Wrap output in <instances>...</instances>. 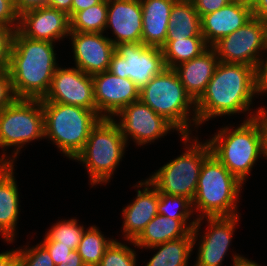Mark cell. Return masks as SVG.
<instances>
[{"instance_id": "6da1fadb", "label": "cell", "mask_w": 267, "mask_h": 266, "mask_svg": "<svg viewBox=\"0 0 267 266\" xmlns=\"http://www.w3.org/2000/svg\"><path fill=\"white\" fill-rule=\"evenodd\" d=\"M256 95L260 93L255 67L219 61L205 91L195 102L197 127L217 116H232L240 112L251 111L246 120L255 118L266 110L258 107L252 114L250 105Z\"/></svg>"}, {"instance_id": "7a4b0ae2", "label": "cell", "mask_w": 267, "mask_h": 266, "mask_svg": "<svg viewBox=\"0 0 267 266\" xmlns=\"http://www.w3.org/2000/svg\"><path fill=\"white\" fill-rule=\"evenodd\" d=\"M54 43L34 40L14 31L10 49L8 71L17 99H43L47 94L56 62Z\"/></svg>"}, {"instance_id": "3957f363", "label": "cell", "mask_w": 267, "mask_h": 266, "mask_svg": "<svg viewBox=\"0 0 267 266\" xmlns=\"http://www.w3.org/2000/svg\"><path fill=\"white\" fill-rule=\"evenodd\" d=\"M242 187L243 183L210 154L201 166L196 194L192 200L193 211H199L196 219L238 215L237 203Z\"/></svg>"}, {"instance_id": "277c9868", "label": "cell", "mask_w": 267, "mask_h": 266, "mask_svg": "<svg viewBox=\"0 0 267 266\" xmlns=\"http://www.w3.org/2000/svg\"><path fill=\"white\" fill-rule=\"evenodd\" d=\"M140 100L170 122L179 136L191 135L190 126L197 128L195 102L185 91L174 69L165 68L144 85L140 89Z\"/></svg>"}, {"instance_id": "5b68a950", "label": "cell", "mask_w": 267, "mask_h": 266, "mask_svg": "<svg viewBox=\"0 0 267 266\" xmlns=\"http://www.w3.org/2000/svg\"><path fill=\"white\" fill-rule=\"evenodd\" d=\"M207 141L211 154L245 184L257 159L262 157L259 114L255 118L244 119L234 129L222 127Z\"/></svg>"}, {"instance_id": "8992f818", "label": "cell", "mask_w": 267, "mask_h": 266, "mask_svg": "<svg viewBox=\"0 0 267 266\" xmlns=\"http://www.w3.org/2000/svg\"><path fill=\"white\" fill-rule=\"evenodd\" d=\"M45 138L74 160L81 152L92 128L102 118L96 110L57 102H41Z\"/></svg>"}, {"instance_id": "52a82bcc", "label": "cell", "mask_w": 267, "mask_h": 266, "mask_svg": "<svg viewBox=\"0 0 267 266\" xmlns=\"http://www.w3.org/2000/svg\"><path fill=\"white\" fill-rule=\"evenodd\" d=\"M127 142L116 118H101L74 160L86 166L90 184H106L122 161Z\"/></svg>"}, {"instance_id": "ba28073f", "label": "cell", "mask_w": 267, "mask_h": 266, "mask_svg": "<svg viewBox=\"0 0 267 266\" xmlns=\"http://www.w3.org/2000/svg\"><path fill=\"white\" fill-rule=\"evenodd\" d=\"M180 137L187 150L160 167L147 179L159 193L187 197L192 201L196 194L201 166L211 154V148L207 140L202 143L198 142V137L193 136L194 139L192 135Z\"/></svg>"}, {"instance_id": "9c48e42d", "label": "cell", "mask_w": 267, "mask_h": 266, "mask_svg": "<svg viewBox=\"0 0 267 266\" xmlns=\"http://www.w3.org/2000/svg\"><path fill=\"white\" fill-rule=\"evenodd\" d=\"M42 138L45 139V125L41 100L16 99L0 111V164H14L24 145ZM13 146L15 150L9 157L5 151Z\"/></svg>"}, {"instance_id": "30bf717a", "label": "cell", "mask_w": 267, "mask_h": 266, "mask_svg": "<svg viewBox=\"0 0 267 266\" xmlns=\"http://www.w3.org/2000/svg\"><path fill=\"white\" fill-rule=\"evenodd\" d=\"M166 68L163 51L142 42L119 43L115 46L108 71L121 78H129L140 89Z\"/></svg>"}, {"instance_id": "8fae6325", "label": "cell", "mask_w": 267, "mask_h": 266, "mask_svg": "<svg viewBox=\"0 0 267 266\" xmlns=\"http://www.w3.org/2000/svg\"><path fill=\"white\" fill-rule=\"evenodd\" d=\"M266 38V24L252 17L245 25L221 38L212 47L221 62L242 63L257 69L267 49Z\"/></svg>"}, {"instance_id": "7c38bea8", "label": "cell", "mask_w": 267, "mask_h": 266, "mask_svg": "<svg viewBox=\"0 0 267 266\" xmlns=\"http://www.w3.org/2000/svg\"><path fill=\"white\" fill-rule=\"evenodd\" d=\"M116 117H119V121L116 122L126 142L129 143L128 140L131 138L140 147L161 139L171 130L177 131L170 122L141 100L124 107Z\"/></svg>"}, {"instance_id": "4fadbf2b", "label": "cell", "mask_w": 267, "mask_h": 266, "mask_svg": "<svg viewBox=\"0 0 267 266\" xmlns=\"http://www.w3.org/2000/svg\"><path fill=\"white\" fill-rule=\"evenodd\" d=\"M41 102H57L96 110L92 76L77 67L58 66Z\"/></svg>"}, {"instance_id": "5bb4252c", "label": "cell", "mask_w": 267, "mask_h": 266, "mask_svg": "<svg viewBox=\"0 0 267 266\" xmlns=\"http://www.w3.org/2000/svg\"><path fill=\"white\" fill-rule=\"evenodd\" d=\"M92 79L96 111L102 118H114L124 107L140 100V88L129 78L104 71Z\"/></svg>"}, {"instance_id": "9a60e30c", "label": "cell", "mask_w": 267, "mask_h": 266, "mask_svg": "<svg viewBox=\"0 0 267 266\" xmlns=\"http://www.w3.org/2000/svg\"><path fill=\"white\" fill-rule=\"evenodd\" d=\"M75 67L88 75L108 71L115 45L103 33L70 32Z\"/></svg>"}, {"instance_id": "2e32d148", "label": "cell", "mask_w": 267, "mask_h": 266, "mask_svg": "<svg viewBox=\"0 0 267 266\" xmlns=\"http://www.w3.org/2000/svg\"><path fill=\"white\" fill-rule=\"evenodd\" d=\"M239 214L229 217H205L208 230L201 237L197 261L193 266H221L239 222Z\"/></svg>"}, {"instance_id": "e0dca14e", "label": "cell", "mask_w": 267, "mask_h": 266, "mask_svg": "<svg viewBox=\"0 0 267 266\" xmlns=\"http://www.w3.org/2000/svg\"><path fill=\"white\" fill-rule=\"evenodd\" d=\"M18 30L26 37L55 43L70 34V18L52 7H41L19 16Z\"/></svg>"}, {"instance_id": "ac0fdd59", "label": "cell", "mask_w": 267, "mask_h": 266, "mask_svg": "<svg viewBox=\"0 0 267 266\" xmlns=\"http://www.w3.org/2000/svg\"><path fill=\"white\" fill-rule=\"evenodd\" d=\"M113 29L116 46L119 43L142 42V6L140 0H108V15L105 30Z\"/></svg>"}, {"instance_id": "d6986e66", "label": "cell", "mask_w": 267, "mask_h": 266, "mask_svg": "<svg viewBox=\"0 0 267 266\" xmlns=\"http://www.w3.org/2000/svg\"><path fill=\"white\" fill-rule=\"evenodd\" d=\"M253 17L251 3L233 0L225 7L201 18V34L212 47L221 38L230 35Z\"/></svg>"}, {"instance_id": "ffe728a7", "label": "cell", "mask_w": 267, "mask_h": 266, "mask_svg": "<svg viewBox=\"0 0 267 266\" xmlns=\"http://www.w3.org/2000/svg\"><path fill=\"white\" fill-rule=\"evenodd\" d=\"M137 186L133 202L122 208V234L126 241H135L146 225L158 214L159 191L148 181L142 180ZM142 187V190L139 188ZM144 187V188H143Z\"/></svg>"}, {"instance_id": "44dd1931", "label": "cell", "mask_w": 267, "mask_h": 266, "mask_svg": "<svg viewBox=\"0 0 267 266\" xmlns=\"http://www.w3.org/2000/svg\"><path fill=\"white\" fill-rule=\"evenodd\" d=\"M219 59L213 47H208L196 58L176 66L174 71L187 94L196 102L214 75Z\"/></svg>"}, {"instance_id": "7402d4cb", "label": "cell", "mask_w": 267, "mask_h": 266, "mask_svg": "<svg viewBox=\"0 0 267 266\" xmlns=\"http://www.w3.org/2000/svg\"><path fill=\"white\" fill-rule=\"evenodd\" d=\"M14 164H0V235L9 243L16 236L20 201Z\"/></svg>"}, {"instance_id": "603a6c76", "label": "cell", "mask_w": 267, "mask_h": 266, "mask_svg": "<svg viewBox=\"0 0 267 266\" xmlns=\"http://www.w3.org/2000/svg\"><path fill=\"white\" fill-rule=\"evenodd\" d=\"M177 0H140L142 6V43L162 48L168 33V22Z\"/></svg>"}, {"instance_id": "cb8c5ba5", "label": "cell", "mask_w": 267, "mask_h": 266, "mask_svg": "<svg viewBox=\"0 0 267 266\" xmlns=\"http://www.w3.org/2000/svg\"><path fill=\"white\" fill-rule=\"evenodd\" d=\"M173 219L157 214L145 227L144 231L135 241H129L137 248H148L160 243L185 237L195 226V220Z\"/></svg>"}, {"instance_id": "d4e9b609", "label": "cell", "mask_w": 267, "mask_h": 266, "mask_svg": "<svg viewBox=\"0 0 267 266\" xmlns=\"http://www.w3.org/2000/svg\"><path fill=\"white\" fill-rule=\"evenodd\" d=\"M192 231L180 239L160 243L145 249L157 250L146 266H188V261L198 240L203 218L196 219Z\"/></svg>"}, {"instance_id": "484cf974", "label": "cell", "mask_w": 267, "mask_h": 266, "mask_svg": "<svg viewBox=\"0 0 267 266\" xmlns=\"http://www.w3.org/2000/svg\"><path fill=\"white\" fill-rule=\"evenodd\" d=\"M203 37L201 17L191 0H177L171 9L166 39Z\"/></svg>"}, {"instance_id": "4316f807", "label": "cell", "mask_w": 267, "mask_h": 266, "mask_svg": "<svg viewBox=\"0 0 267 266\" xmlns=\"http://www.w3.org/2000/svg\"><path fill=\"white\" fill-rule=\"evenodd\" d=\"M209 46L204 37H188L185 39H166L163 51L166 68L173 69L181 63L199 56Z\"/></svg>"}, {"instance_id": "83f0119b", "label": "cell", "mask_w": 267, "mask_h": 266, "mask_svg": "<svg viewBox=\"0 0 267 266\" xmlns=\"http://www.w3.org/2000/svg\"><path fill=\"white\" fill-rule=\"evenodd\" d=\"M108 0L77 12L70 19V32L104 33L107 24Z\"/></svg>"}, {"instance_id": "f1b7e54d", "label": "cell", "mask_w": 267, "mask_h": 266, "mask_svg": "<svg viewBox=\"0 0 267 266\" xmlns=\"http://www.w3.org/2000/svg\"><path fill=\"white\" fill-rule=\"evenodd\" d=\"M115 240L105 238L97 226H90L82 235L77 252L85 266H98L106 249Z\"/></svg>"}, {"instance_id": "f546056e", "label": "cell", "mask_w": 267, "mask_h": 266, "mask_svg": "<svg viewBox=\"0 0 267 266\" xmlns=\"http://www.w3.org/2000/svg\"><path fill=\"white\" fill-rule=\"evenodd\" d=\"M85 229L78 224L77 219L57 221L46 233L43 241H58V245L70 246L76 250Z\"/></svg>"}, {"instance_id": "4dcf8cb0", "label": "cell", "mask_w": 267, "mask_h": 266, "mask_svg": "<svg viewBox=\"0 0 267 266\" xmlns=\"http://www.w3.org/2000/svg\"><path fill=\"white\" fill-rule=\"evenodd\" d=\"M157 210L158 214L173 219H190L189 217L193 215L192 201L190 199L165 193H159Z\"/></svg>"}, {"instance_id": "1f68e13d", "label": "cell", "mask_w": 267, "mask_h": 266, "mask_svg": "<svg viewBox=\"0 0 267 266\" xmlns=\"http://www.w3.org/2000/svg\"><path fill=\"white\" fill-rule=\"evenodd\" d=\"M136 251L116 239L106 249L98 266H136Z\"/></svg>"}, {"instance_id": "d6a6232c", "label": "cell", "mask_w": 267, "mask_h": 266, "mask_svg": "<svg viewBox=\"0 0 267 266\" xmlns=\"http://www.w3.org/2000/svg\"><path fill=\"white\" fill-rule=\"evenodd\" d=\"M17 248L19 254V266H55L49 252L38 244L31 247ZM23 248V249H22Z\"/></svg>"}, {"instance_id": "836d02e7", "label": "cell", "mask_w": 267, "mask_h": 266, "mask_svg": "<svg viewBox=\"0 0 267 266\" xmlns=\"http://www.w3.org/2000/svg\"><path fill=\"white\" fill-rule=\"evenodd\" d=\"M13 33L11 27L0 24V71L8 69Z\"/></svg>"}, {"instance_id": "e575fe53", "label": "cell", "mask_w": 267, "mask_h": 266, "mask_svg": "<svg viewBox=\"0 0 267 266\" xmlns=\"http://www.w3.org/2000/svg\"><path fill=\"white\" fill-rule=\"evenodd\" d=\"M17 99L9 71H0V111L11 105Z\"/></svg>"}, {"instance_id": "d590c367", "label": "cell", "mask_w": 267, "mask_h": 266, "mask_svg": "<svg viewBox=\"0 0 267 266\" xmlns=\"http://www.w3.org/2000/svg\"><path fill=\"white\" fill-rule=\"evenodd\" d=\"M40 244L49 252L55 266L66 264L70 259V246L58 245V241H41Z\"/></svg>"}, {"instance_id": "8d00e7d4", "label": "cell", "mask_w": 267, "mask_h": 266, "mask_svg": "<svg viewBox=\"0 0 267 266\" xmlns=\"http://www.w3.org/2000/svg\"><path fill=\"white\" fill-rule=\"evenodd\" d=\"M0 24L11 27L14 31L19 27V15L13 0H0Z\"/></svg>"}, {"instance_id": "74e56055", "label": "cell", "mask_w": 267, "mask_h": 266, "mask_svg": "<svg viewBox=\"0 0 267 266\" xmlns=\"http://www.w3.org/2000/svg\"><path fill=\"white\" fill-rule=\"evenodd\" d=\"M198 15L202 18L204 15L212 13L222 7H225L233 0H191Z\"/></svg>"}, {"instance_id": "f35d334b", "label": "cell", "mask_w": 267, "mask_h": 266, "mask_svg": "<svg viewBox=\"0 0 267 266\" xmlns=\"http://www.w3.org/2000/svg\"><path fill=\"white\" fill-rule=\"evenodd\" d=\"M17 14L47 6V0H13Z\"/></svg>"}, {"instance_id": "ab89813d", "label": "cell", "mask_w": 267, "mask_h": 266, "mask_svg": "<svg viewBox=\"0 0 267 266\" xmlns=\"http://www.w3.org/2000/svg\"><path fill=\"white\" fill-rule=\"evenodd\" d=\"M267 52V49L265 50ZM257 73V87L260 95L267 92V58L260 60V63L256 69Z\"/></svg>"}, {"instance_id": "60d3db41", "label": "cell", "mask_w": 267, "mask_h": 266, "mask_svg": "<svg viewBox=\"0 0 267 266\" xmlns=\"http://www.w3.org/2000/svg\"><path fill=\"white\" fill-rule=\"evenodd\" d=\"M259 125L261 132L262 157L267 159V110L259 113Z\"/></svg>"}, {"instance_id": "b9f144b4", "label": "cell", "mask_w": 267, "mask_h": 266, "mask_svg": "<svg viewBox=\"0 0 267 266\" xmlns=\"http://www.w3.org/2000/svg\"><path fill=\"white\" fill-rule=\"evenodd\" d=\"M253 17L267 24V0H254L251 3Z\"/></svg>"}, {"instance_id": "7bdbcfd3", "label": "cell", "mask_w": 267, "mask_h": 266, "mask_svg": "<svg viewBox=\"0 0 267 266\" xmlns=\"http://www.w3.org/2000/svg\"><path fill=\"white\" fill-rule=\"evenodd\" d=\"M0 266H19L17 249L0 253Z\"/></svg>"}, {"instance_id": "ee69618b", "label": "cell", "mask_w": 267, "mask_h": 266, "mask_svg": "<svg viewBox=\"0 0 267 266\" xmlns=\"http://www.w3.org/2000/svg\"><path fill=\"white\" fill-rule=\"evenodd\" d=\"M73 0H47V6L65 12L71 19V5Z\"/></svg>"}, {"instance_id": "f6af8a7d", "label": "cell", "mask_w": 267, "mask_h": 266, "mask_svg": "<svg viewBox=\"0 0 267 266\" xmlns=\"http://www.w3.org/2000/svg\"><path fill=\"white\" fill-rule=\"evenodd\" d=\"M102 0H73L71 5V18L82 10L100 3Z\"/></svg>"}, {"instance_id": "bcb514c9", "label": "cell", "mask_w": 267, "mask_h": 266, "mask_svg": "<svg viewBox=\"0 0 267 266\" xmlns=\"http://www.w3.org/2000/svg\"><path fill=\"white\" fill-rule=\"evenodd\" d=\"M234 257L232 258V265L231 266H261L258 263L251 261L239 254H234Z\"/></svg>"}, {"instance_id": "7dc6e473", "label": "cell", "mask_w": 267, "mask_h": 266, "mask_svg": "<svg viewBox=\"0 0 267 266\" xmlns=\"http://www.w3.org/2000/svg\"><path fill=\"white\" fill-rule=\"evenodd\" d=\"M57 266H85V264L83 263L82 258L77 252V250H72L70 259L67 261V263L66 264L61 263L60 265Z\"/></svg>"}, {"instance_id": "c3c4849f", "label": "cell", "mask_w": 267, "mask_h": 266, "mask_svg": "<svg viewBox=\"0 0 267 266\" xmlns=\"http://www.w3.org/2000/svg\"><path fill=\"white\" fill-rule=\"evenodd\" d=\"M241 1L252 3L254 0H241Z\"/></svg>"}]
</instances>
